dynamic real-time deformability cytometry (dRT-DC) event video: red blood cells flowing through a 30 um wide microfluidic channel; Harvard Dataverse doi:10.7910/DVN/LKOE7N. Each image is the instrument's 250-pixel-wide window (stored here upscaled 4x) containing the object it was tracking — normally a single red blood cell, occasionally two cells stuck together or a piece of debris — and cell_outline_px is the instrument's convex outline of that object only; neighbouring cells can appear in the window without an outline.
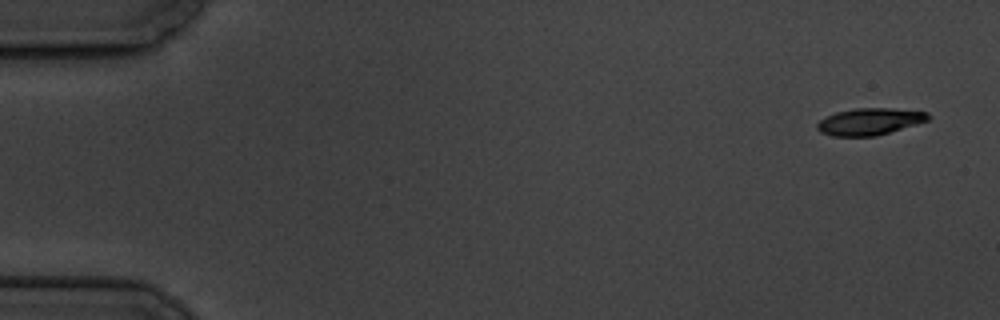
{"species": "common noctule bat (a hibernating species)", "species_latin": "Nyctalus noctula", "temperature_condition": "cold", "stored_images_in_passage": 5, "camera_frame_rate_fps": 3000, "um_per_image_px": 0.085, "animal": {"sex": "male", "body_mass_g": 19.5, "forearm_length_mm": 54.6}, "frame": {"image": 1, "passage_image": 1, "time_ms": 0.0, "image_size_px": [1000, 320], "cell_outline_px": [[928, 120], [916, 124], [876, 136], [832, 136], [820, 132], [816, 128], [816, 124], [824, 116], [836, 112], [856, 108], [888, 108], [928, 112]], "centroid_in_image_um": [73.85, 10.33], "position_along_channel_um": 11.1, "area_um2": 17.28}}
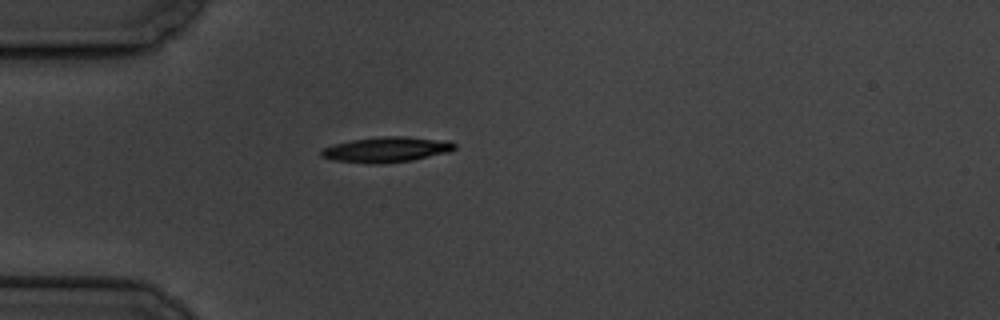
{"frame": {"image": 2, "passage_image": 5, "time_ms": 4.667, "image_size_px": [1000, 320], "cell_outline_px": [[456, 148], [448, 152], [412, 160], [336, 160], [320, 156], [320, 152], [324, 148], [332, 144], [352, 140], [380, 136], [404, 136], [448, 140], [456, 144]], "centroid_in_image_um": [32.93, 12.63], "position_along_channel_um": 52.1, "area_um2": 18.5}}